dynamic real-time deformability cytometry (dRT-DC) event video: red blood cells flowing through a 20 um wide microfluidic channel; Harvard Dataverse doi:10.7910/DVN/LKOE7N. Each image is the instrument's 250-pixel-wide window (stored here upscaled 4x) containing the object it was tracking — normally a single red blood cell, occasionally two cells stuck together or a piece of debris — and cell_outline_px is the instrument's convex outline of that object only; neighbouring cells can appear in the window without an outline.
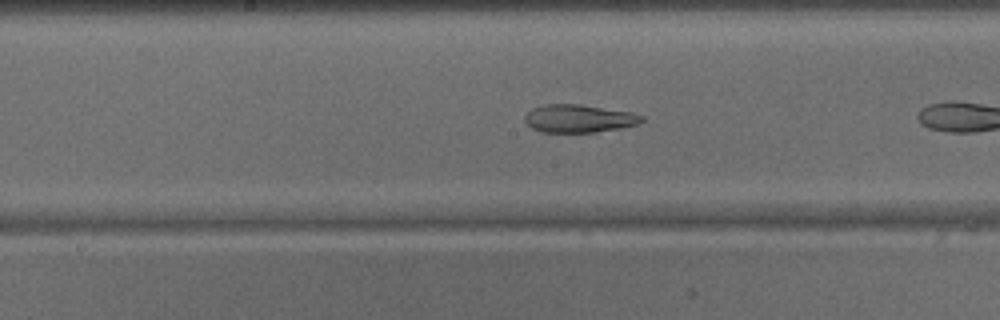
{"species": "common noctule bat (a hibernating species)", "species_latin": "Nyctalus noctula", "temperature_condition": "warm", "stored_images_in_passage": 9, "camera_frame_rate_fps": 3000, "um_per_image_px": 0.085, "animal": {"sex": "male", "body_mass_g": 15.6}, "frame": {"image": 1, "passage_image": 8, "time_ms": 2.333, "image_size_px": [1000, 320], "cell_outline_px": [[644, 120], [640, 124], [620, 128], [596, 132], [540, 132], [532, 128], [524, 120], [524, 116], [532, 108], [544, 104], [580, 104], [632, 112], [644, 116]], "centroid_in_image_um": [49.22, 10.07], "position_along_channel_um": 199.0, "area_um2": 19.19}}